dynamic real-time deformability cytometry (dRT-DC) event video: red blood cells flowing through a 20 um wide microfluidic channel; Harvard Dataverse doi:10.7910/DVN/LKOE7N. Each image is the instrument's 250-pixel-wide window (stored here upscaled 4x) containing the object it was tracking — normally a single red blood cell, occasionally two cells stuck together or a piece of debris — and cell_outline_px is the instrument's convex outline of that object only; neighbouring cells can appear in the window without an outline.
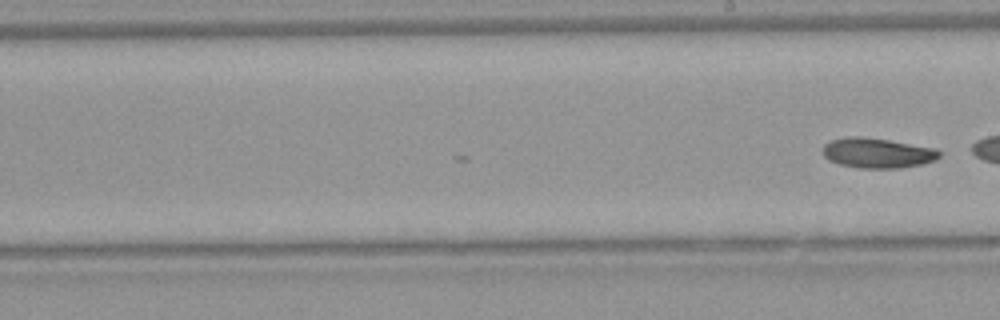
{"species": "Egyptian fruit bat (a non-hibernating species)", "species_latin": "Rousettus aegyptiacus", "temperature_condition": "warm", "stored_images_in_passage": 16, "segment_of_instrument_passage": [2, 2], "camera_frame_rate_fps": 3000, "um_per_image_px": 0.085, "animal": {"sex": "female"}, "frame": {"image": 1, "passage_image": 16, "time_ms": 5.0, "image_size_px": [1000, 320], "cell_outline_px": [[940, 156], [936, 160], [924, 164], [900, 168], [860, 168], [840, 164], [828, 160], [824, 156], [824, 144], [832, 140], [848, 136], [860, 136], [888, 140], [936, 148], [940, 152]], "centroid_in_image_um": [74.6, 13.01], "position_along_channel_um": 214.4, "area_um2": 20.4}}